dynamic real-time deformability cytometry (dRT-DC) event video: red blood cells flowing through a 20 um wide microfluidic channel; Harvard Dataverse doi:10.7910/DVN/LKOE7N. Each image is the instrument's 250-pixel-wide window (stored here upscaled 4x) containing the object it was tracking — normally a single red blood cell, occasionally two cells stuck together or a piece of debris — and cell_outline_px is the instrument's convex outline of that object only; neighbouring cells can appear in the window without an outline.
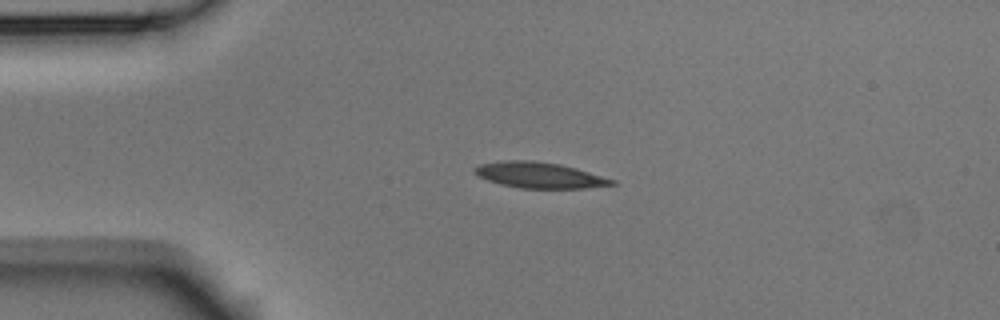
{"species": "Egyptian fruit bat (a non-hibernating species)", "species_latin": "Rousettus aegyptiacus", "temperature_condition": "room temperature", "stored_images_in_passage": 4, "camera_frame_rate_fps": 3000, "um_per_image_px": 0.085, "animal": {"sex": "male"}, "frame": {"image": 1, "passage_image": 2, "time_ms": 0.333, "image_size_px": [1000, 320], "cell_outline_px": [[616, 184], [584, 188], [520, 188], [500, 184], [476, 176], [472, 172], [472, 168], [480, 164], [504, 160], [532, 160], [560, 164], [576, 168], [616, 180]], "centroid_in_image_um": [45.8, 14.88], "position_along_channel_um": 39.2, "area_um2": 20.75}}
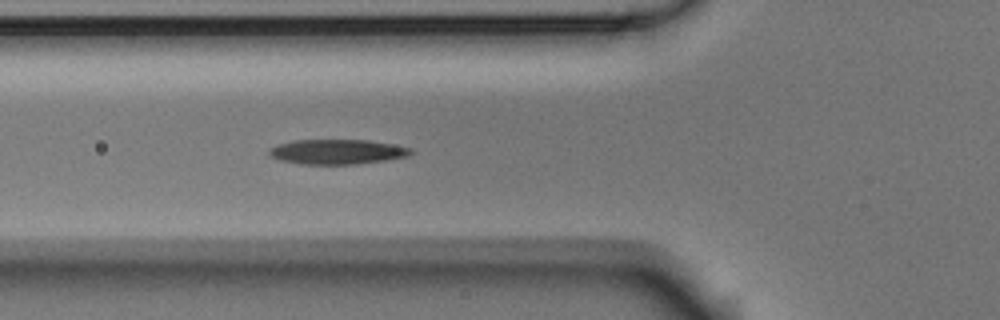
{"frame": {"image": 2, "passage_image": 4, "time_ms": 1.0, "image_size_px": [1000, 320], "cell_outline_px": [[412, 152], [408, 156], [384, 160], [356, 164], [300, 164], [280, 160], [272, 156], [268, 152], [268, 148], [276, 144], [292, 140], [368, 140], [412, 148]], "centroid_in_image_um": [28.6, 12.89], "position_along_channel_um": 97.2, "area_um2": 20.46}}